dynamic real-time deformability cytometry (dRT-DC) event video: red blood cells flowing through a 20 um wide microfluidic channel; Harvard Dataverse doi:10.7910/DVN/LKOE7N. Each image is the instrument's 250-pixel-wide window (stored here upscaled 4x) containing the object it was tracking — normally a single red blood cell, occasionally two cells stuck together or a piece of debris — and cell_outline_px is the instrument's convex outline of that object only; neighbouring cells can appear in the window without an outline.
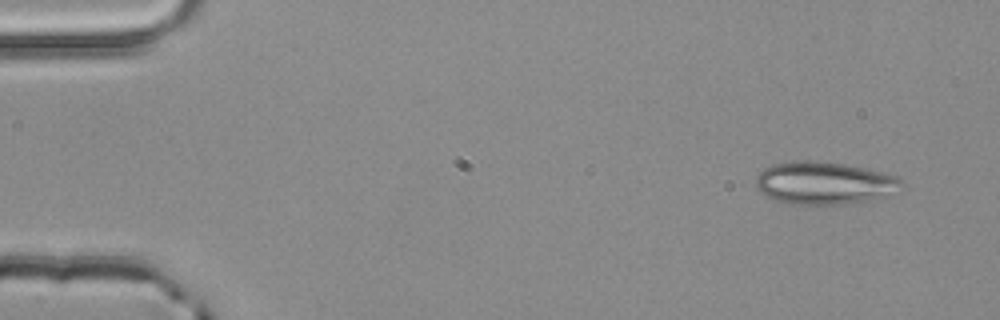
{"species": "common noctule bat (a hibernating species)", "species_latin": "Nyctalus noctula", "temperature_condition": "room temperature", "stored_images_in_passage": 3, "camera_frame_rate_fps": 3000, "um_per_image_px": 0.085, "animal": {"sex": "male", "body_mass_g": 20.4}, "frame": {"image": 1, "passage_image": 1, "time_ms": 0.0, "image_size_px": [1000, 320], "cell_outline_px": [[900, 180], [884, 196], [868, 200], [844, 204], [788, 204], [776, 200], [760, 192], [756, 188], [756, 176], [764, 168], [772, 164], [796, 160], [804, 160], [844, 164], [864, 168], [896, 176]], "centroid_in_image_um": [69.9, 15.55], "position_along_channel_um": 15.1, "area_um2": 35.26}}